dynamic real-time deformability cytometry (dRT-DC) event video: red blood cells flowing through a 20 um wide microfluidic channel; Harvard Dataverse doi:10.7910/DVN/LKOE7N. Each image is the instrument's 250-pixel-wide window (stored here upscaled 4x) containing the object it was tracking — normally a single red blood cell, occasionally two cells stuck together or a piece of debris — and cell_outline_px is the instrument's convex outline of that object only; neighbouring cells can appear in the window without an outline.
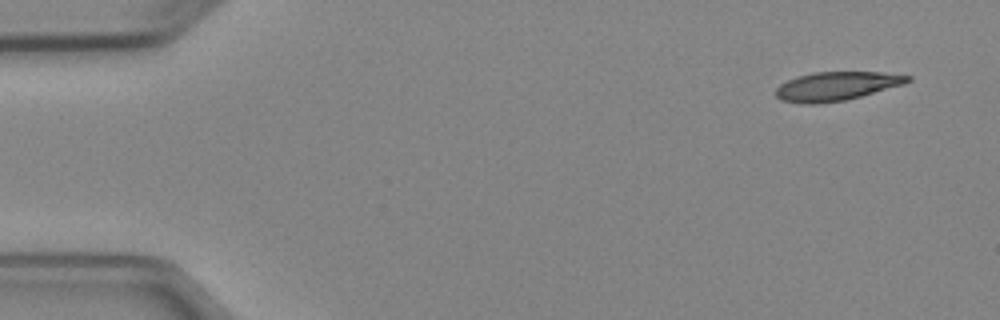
{"species": "Egyptian fruit bat (a non-hibernating species)", "species_latin": "Rousettus aegyptiacus", "temperature_condition": "cold", "stored_images_in_passage": 4, "camera_frame_rate_fps": 3000, "um_per_image_px": 0.085, "animal": {"sex": "female"}, "frame": {"image": 1, "passage_image": 1, "time_ms": 0.0, "image_size_px": [1000, 320], "cell_outline_px": [[912, 80], [904, 84], [860, 96], [844, 100], [816, 104], [804, 104], [780, 100], [776, 96], [776, 88], [780, 84], [796, 76], [812, 72], [884, 72], [912, 76]], "centroid_in_image_um": [71.09, 7.32], "position_along_channel_um": 13.9, "area_um2": 22.14}}
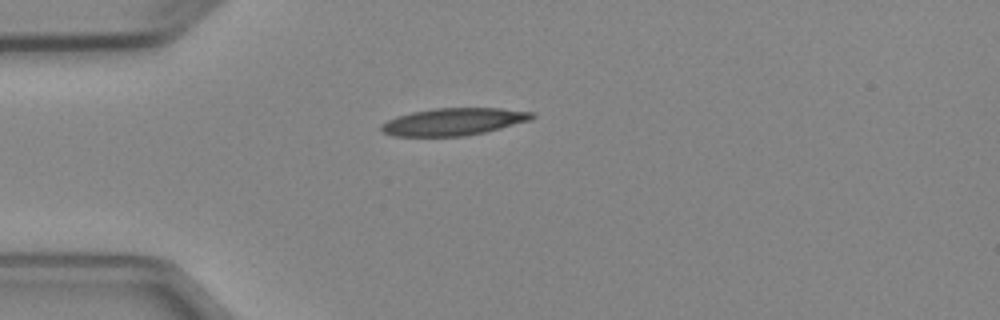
{"frame": {"image": 2, "passage_image": 4, "time_ms": 3.333, "image_size_px": [1000, 320], "cell_outline_px": [[536, 116], [528, 120], [500, 128], [484, 132], [464, 136], [392, 136], [384, 132], [380, 128], [380, 124], [396, 116], [412, 112], [436, 108], [500, 108], [536, 112]], "centroid_in_image_um": [38.54, 10.34], "position_along_channel_um": 46.5, "area_um2": 23.87}}